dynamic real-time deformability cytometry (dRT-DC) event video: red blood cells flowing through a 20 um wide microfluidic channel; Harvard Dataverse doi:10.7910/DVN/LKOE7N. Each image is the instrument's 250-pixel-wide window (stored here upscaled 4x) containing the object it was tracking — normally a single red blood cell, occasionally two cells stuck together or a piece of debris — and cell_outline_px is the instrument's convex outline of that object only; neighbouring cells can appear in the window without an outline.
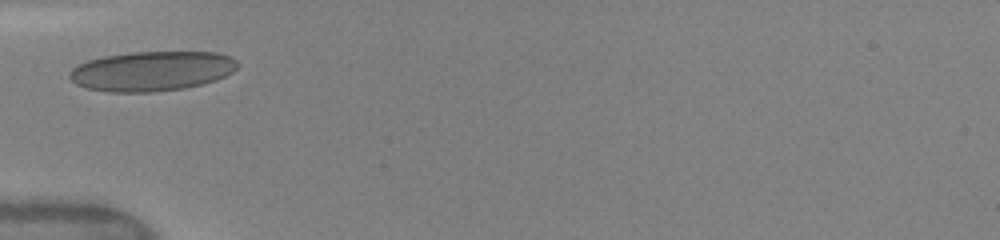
{"species": "human", "species_latin": "Homo sapiens", "temperature_condition": "warm", "stored_images_in_passage": 29, "camera_frame_rate_fps": 3000, "um_per_image_px": 0.085, "donor": {"sex": "female"}, "frame": {"image": 1, "passage_image": 1, "time_ms": 0.0, "image_size_px": [1000, 240], "cell_outline_px": [[240, 64], [232, 72], [216, 80], [184, 88], [152, 92], [108, 92], [88, 88], [76, 84], [68, 76], [68, 72], [72, 68], [88, 60], [104, 56], [132, 52], [216, 52], [232, 56]], "centroid_in_image_um": [12.91, 6.04], "position_along_channel_um": 72.1, "area_um2": 38.96}}
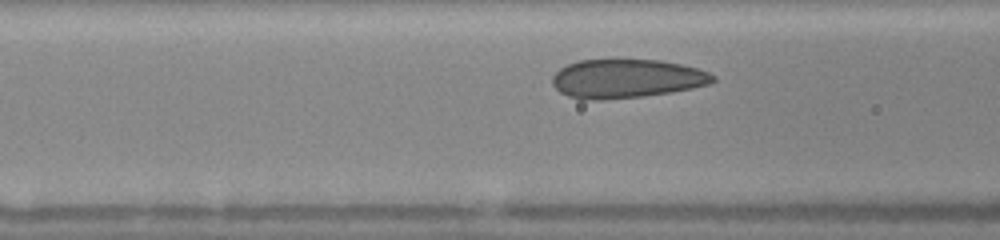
{"frame": {"image": 2, "passage_image": 5, "time_ms": 1.0, "image_size_px": [1000, 240], "cell_outline_px": [[716, 80], [708, 84], [692, 88], [672, 92], [644, 96], [604, 100], [580, 100], [568, 96], [560, 92], [552, 84], [552, 76], [560, 68], [568, 64], [580, 60], [616, 56], [660, 60], [680, 64], [696, 68], [708, 72], [716, 76]], "centroid_in_image_um": [53.21, 6.64], "position_along_channel_um": 113.4, "area_um2": 37.57}}
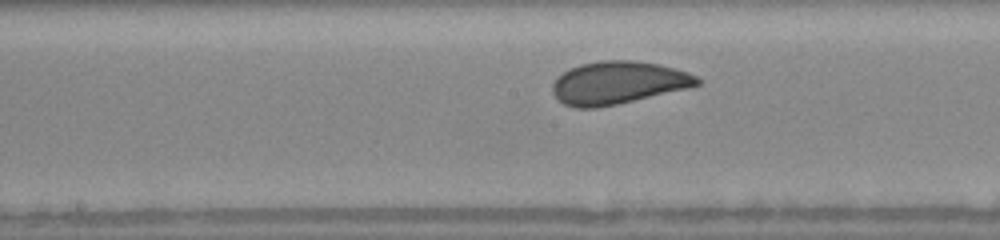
{"frame": {"image": 3, "passage_image": 13, "time_ms": 3.0, "image_size_px": [1000, 240], "cell_outline_px": [[700, 84], [688, 88], [616, 104], [596, 108], [576, 108], [564, 104], [552, 92], [552, 84], [556, 76], [580, 64], [604, 60], [632, 60], [660, 64], [676, 68], [688, 72], [696, 76], [700, 80]], "centroid_in_image_um": [52.53, 7.02], "position_along_channel_um": 195.7, "area_um2": 35.89}}